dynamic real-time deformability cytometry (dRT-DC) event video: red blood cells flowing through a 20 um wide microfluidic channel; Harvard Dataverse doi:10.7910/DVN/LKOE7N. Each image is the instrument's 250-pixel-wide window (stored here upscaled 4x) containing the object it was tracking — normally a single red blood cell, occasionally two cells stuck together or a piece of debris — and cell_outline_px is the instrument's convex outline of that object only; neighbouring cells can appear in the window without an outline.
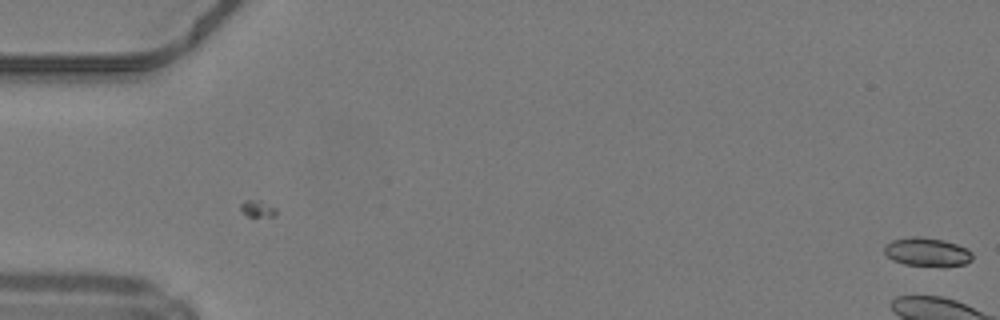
{"species": "common noctule bat (a hibernating species)", "species_latin": "Nyctalus noctula", "temperature_condition": "warm", "stored_images_in_passage": 5, "camera_frame_rate_fps": 3000, "um_per_image_px": 0.085, "animal": {"sex": "male", "body_mass_g": 19.2, "forearm_length_mm": 51.8}, "frame": {"image": 1, "passage_image": 5, "time_ms": 1.333, "image_size_px": [1000, 320], "cell_outline_px": [[972, 260], [964, 264], [944, 268], [940, 268], [904, 264], [892, 260], [884, 252], [884, 244], [892, 240], [912, 236], [920, 236], [944, 240], [968, 248], [972, 252]], "centroid_in_image_um": [78.82, 21.44], "position_along_channel_um": 6.2, "area_um2": 15.2}}